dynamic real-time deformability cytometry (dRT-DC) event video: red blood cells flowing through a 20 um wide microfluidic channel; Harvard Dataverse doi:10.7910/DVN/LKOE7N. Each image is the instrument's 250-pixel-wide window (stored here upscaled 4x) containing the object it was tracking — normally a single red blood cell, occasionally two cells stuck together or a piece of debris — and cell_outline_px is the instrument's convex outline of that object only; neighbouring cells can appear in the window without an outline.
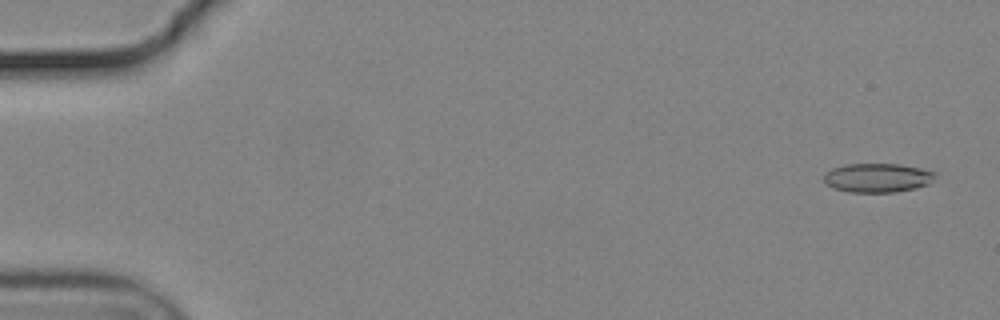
{"species": "common noctule bat (a hibernating species)", "species_latin": "Nyctalus noctula", "temperature_condition": "cold", "stored_images_in_passage": 56, "camera_frame_rate_fps": 3000, "um_per_image_px": 0.085, "animal": {"sex": "male", "body_mass_g": 19.2, "forearm_length_mm": 51.8}, "frame": {"image": 1, "passage_image": 3, "time_ms": 0.667, "image_size_px": [1000, 320], "cell_outline_px": [[936, 176], [928, 184], [916, 188], [896, 192], [848, 192], [832, 188], [824, 180], [824, 172], [832, 168], [844, 164], [900, 164], [920, 168], [936, 172]], "centroid_in_image_um": [74.57, 15.11], "position_along_channel_um": 10.4, "area_um2": 18.96}}
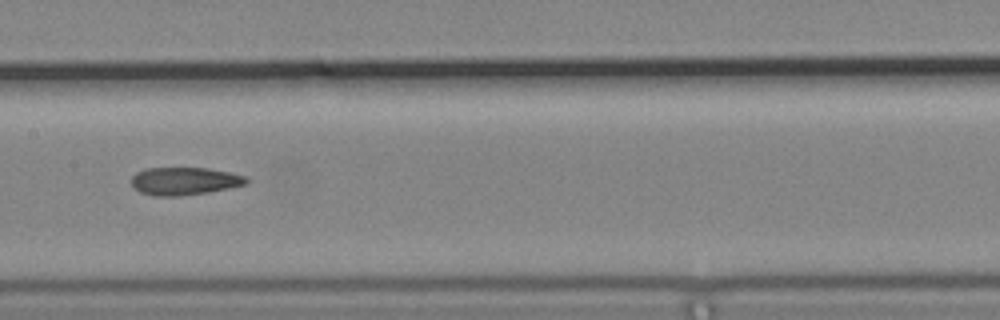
{"frame": {"image": 2, "passage_image": 29, "time_ms": 9.333, "image_size_px": [1000, 320], "cell_outline_px": [[248, 184], [208, 192], [180, 196], [152, 196], [140, 192], [132, 184], [132, 176], [136, 172], [144, 168], [208, 168], [248, 176]], "centroid_in_image_um": [15.69, 15.39], "position_along_channel_um": 191.7, "area_um2": 18.67}}
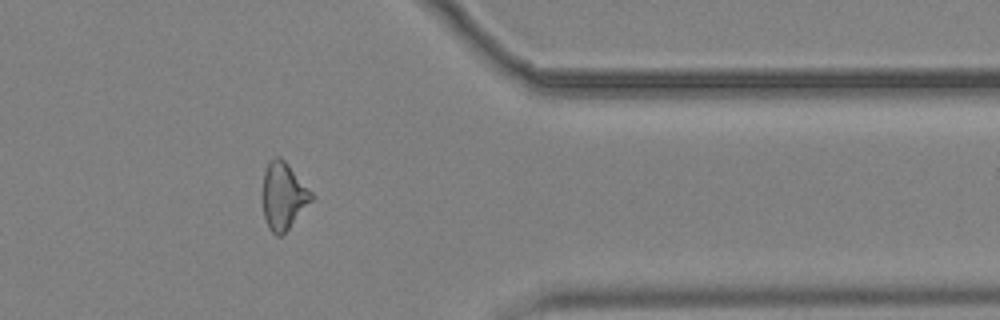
{"frame": {"image": 3, "passage_image": 46, "time_ms": 15.0, "image_size_px": [1000, 320], "cell_outline_px": [[312, 200], [288, 228], [280, 236], [276, 236], [268, 228], [264, 216], [264, 172], [268, 164], [276, 156], [280, 156], [288, 164], [312, 192]], "centroid_in_image_um": [24.09, 16.65], "position_along_channel_um": 387.3, "area_um2": 18.44}, "authors_computed_cell_mechanics": {"area_um2": 19.1318, "velocity_mm_per_s": 3.7219, "shape_relaxation_time_tau1_ms": null, "shape_relaxation_time_tau2_ms": 2.5887, "deformation_change_tau1": null, "deformation_change_tau2": 0.1108}}